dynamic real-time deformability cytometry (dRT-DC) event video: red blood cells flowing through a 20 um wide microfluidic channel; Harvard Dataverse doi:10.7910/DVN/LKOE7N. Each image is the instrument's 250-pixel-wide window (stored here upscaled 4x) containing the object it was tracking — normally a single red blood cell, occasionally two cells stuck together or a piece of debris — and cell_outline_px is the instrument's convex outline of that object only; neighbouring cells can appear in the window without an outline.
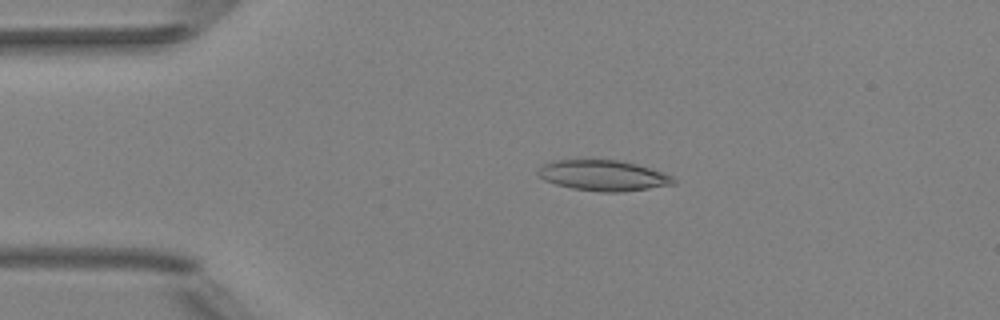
{"species": "Egyptian fruit bat (a non-hibernating species)", "species_latin": "Rousettus aegyptiacus", "temperature_condition": "room temperature", "stored_images_in_passage": 42, "camera_frame_rate_fps": 3000, "um_per_image_px": 0.085, "animal": {"sex": "female"}, "frame": {"image": 1, "passage_image": 2, "time_ms": 0.333, "image_size_px": [1000, 320], "cell_outline_px": [[676, 184], [620, 192], [600, 192], [572, 188], [556, 184], [544, 180], [536, 172], [544, 164], [552, 160], [620, 160], [636, 164], [672, 176], [676, 180]], "centroid_in_image_um": [51.26, 14.92], "position_along_channel_um": 33.7, "area_um2": 23.93}}
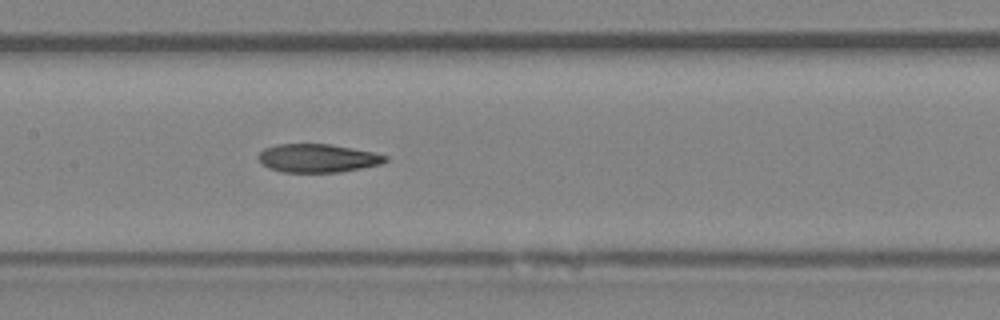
{"frame": {"image": 2, "passage_image": 16, "time_ms": 5.0, "image_size_px": [1000, 320], "cell_outline_px": [[388, 160], [380, 164], [340, 172], [284, 172], [268, 168], [256, 156], [264, 148], [276, 144], [328, 144], [352, 148], [372, 152], [388, 156]], "centroid_in_image_um": [26.98, 13.44], "position_along_channel_um": 180.4, "area_um2": 20.87}}
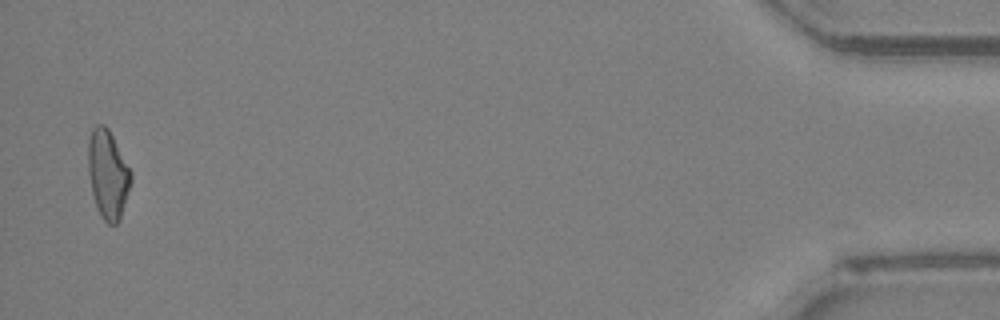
{"frame": {"image": 3, "passage_image": 41, "time_ms": 13.333, "image_size_px": [1000, 320], "cell_outline_px": [[132, 180], [120, 216], [116, 224], [108, 224], [100, 216], [92, 192], [88, 172], [88, 140], [92, 128], [96, 124], [104, 124], [108, 128], [132, 172]], "centroid_in_image_um": [9.16, 14.78], "position_along_channel_um": 426.0, "area_um2": 21.91}, "authors_computed_cell_mechanics": {"area_um2": 21.6461, "velocity_mm_per_s": 4.0391, "shape_relaxation_time_tau1_ms": null, "shape_relaxation_time_tau2_ms": 6.9214, "deformation_change_tau1": null, "deformation_change_tau2": 0.1641}}